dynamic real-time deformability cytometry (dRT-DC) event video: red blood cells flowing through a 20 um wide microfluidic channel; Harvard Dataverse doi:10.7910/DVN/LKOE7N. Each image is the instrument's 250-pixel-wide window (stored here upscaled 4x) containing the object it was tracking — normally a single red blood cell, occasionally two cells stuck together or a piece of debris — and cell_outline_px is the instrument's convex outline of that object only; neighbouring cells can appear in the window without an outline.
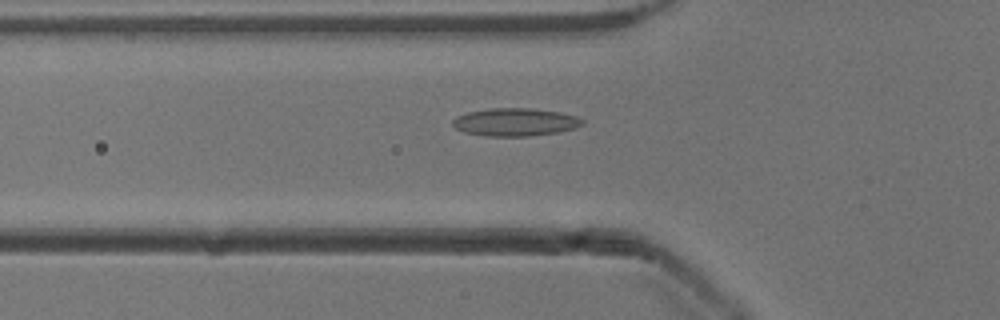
{"species": "common noctule bat (a hibernating species)", "species_latin": "Nyctalus noctula", "temperature_condition": "cold", "stored_images_in_passage": 52, "camera_frame_rate_fps": 3000, "um_per_image_px": 0.085, "animal": {"sex": "male", "body_mass_g": 13.3}, "frame": {"image": 1, "passage_image": 18, "time_ms": 5.667, "image_size_px": [1000, 320], "cell_outline_px": [[584, 124], [576, 128], [556, 132], [528, 136], [484, 136], [464, 132], [456, 128], [452, 124], [452, 120], [456, 116], [468, 112], [488, 108], [532, 108], [560, 112], [580, 116], [584, 120]], "centroid_in_image_um": [43.81, 10.37], "position_along_channel_um": 82.0, "area_um2": 21.27}}
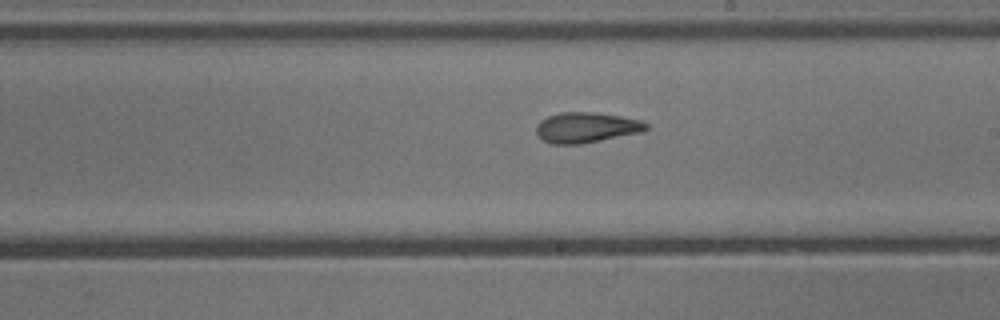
{"frame": {"image": 2, "passage_image": 30, "time_ms": 9.667, "image_size_px": [1000, 320], "cell_outline_px": [[648, 128], [640, 132], [580, 144], [552, 144], [544, 140], [536, 132], [536, 128], [540, 120], [548, 116], [560, 112], [596, 112], [620, 116], [640, 120], [648, 124]], "centroid_in_image_um": [49.82, 10.82], "position_along_channel_um": 239.2, "area_um2": 19.25}}
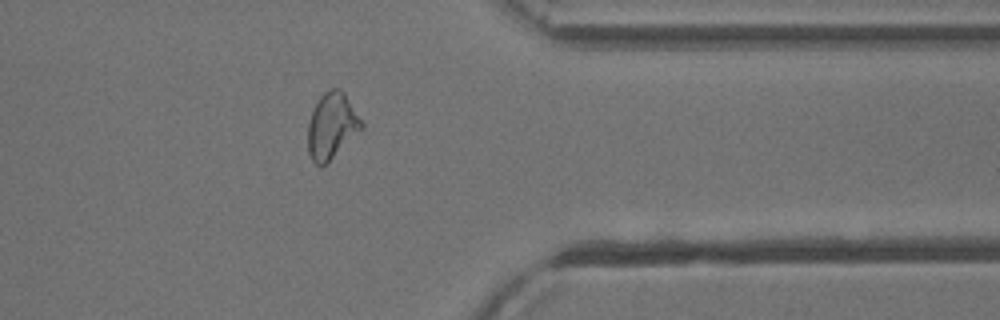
{"frame": {"image": 3, "passage_image": 42, "time_ms": 13.667, "image_size_px": [1000, 320], "cell_outline_px": [[364, 128], [324, 164], [316, 164], [312, 160], [308, 152], [308, 124], [312, 108], [320, 96], [324, 92], [332, 88], [340, 88], [344, 92], [364, 124]], "centroid_in_image_um": [28.19, 10.65], "position_along_channel_um": 383.2, "area_um2": 20.4}, "authors_computed_cell_mechanics": {"area_um2": 20.0277, "velocity_mm_per_s": 3.9001, "shape_relaxation_time_tau1_ms": null, "shape_relaxation_time_tau2_ms": 1.9125, "deformation_change_tau1": null, "deformation_change_tau2": 0.082}}